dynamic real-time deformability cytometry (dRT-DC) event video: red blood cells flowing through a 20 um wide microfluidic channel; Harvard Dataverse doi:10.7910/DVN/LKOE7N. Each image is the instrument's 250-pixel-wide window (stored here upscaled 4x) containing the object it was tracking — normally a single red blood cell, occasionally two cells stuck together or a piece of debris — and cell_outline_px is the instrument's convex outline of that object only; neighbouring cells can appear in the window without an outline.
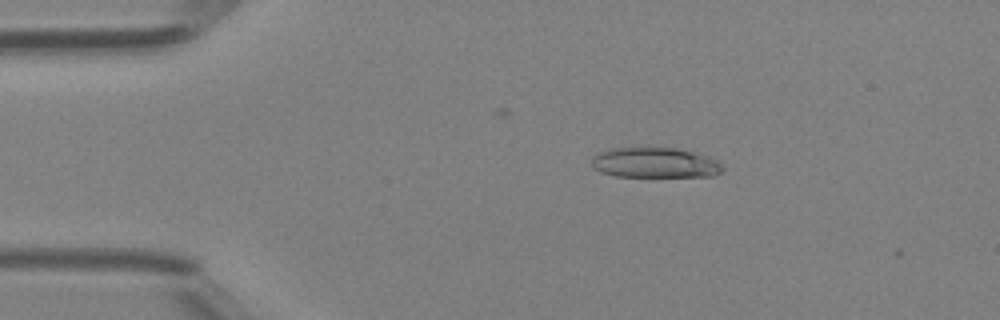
{"species": "Egyptian fruit bat (a non-hibernating species)", "species_latin": "Rousettus aegyptiacus", "temperature_condition": "room temperature", "stored_images_in_passage": 3, "camera_frame_rate_fps": 3000, "um_per_image_px": 0.085, "animal": {"sex": "female"}, "frame": {"image": 1, "passage_image": 1, "time_ms": 0.0, "image_size_px": [1000, 320], "cell_outline_px": [[724, 168], [716, 176], [616, 176], [600, 172], [592, 168], [592, 156], [600, 152], [612, 148], [648, 144], [676, 148], [708, 156], [724, 164]], "centroid_in_image_um": [55.65, 13.78], "position_along_channel_um": 29.4, "area_um2": 23.99}}